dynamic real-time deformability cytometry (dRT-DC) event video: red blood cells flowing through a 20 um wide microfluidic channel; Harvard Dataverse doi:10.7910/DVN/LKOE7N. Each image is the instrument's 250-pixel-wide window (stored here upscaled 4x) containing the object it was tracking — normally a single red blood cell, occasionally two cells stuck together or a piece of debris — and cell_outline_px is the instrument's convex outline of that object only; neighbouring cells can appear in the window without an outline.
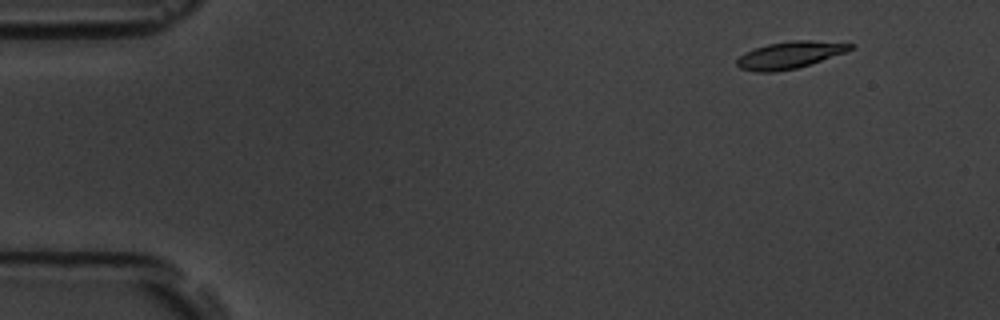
{"species": "common noctule bat (a hibernating species)", "species_latin": "Nyctalus noctula", "temperature_condition": "room temperature", "stored_images_in_passage": 5, "camera_frame_rate_fps": 3000, "um_per_image_px": 0.085, "animal": {"sex": "male", "body_mass_g": 19.5, "forearm_length_mm": 54.6}, "frame": {"image": 1, "passage_image": 2, "time_ms": 1.0, "image_size_px": [1000, 320], "cell_outline_px": [[856, 44], [852, 48], [844, 52], [796, 68], [776, 72], [756, 72], [740, 68], [736, 64], [736, 60], [744, 52], [768, 44], [792, 40], [808, 40]], "centroid_in_image_um": [67.07, 4.67], "position_along_channel_um": 17.9, "area_um2": 17.51}}
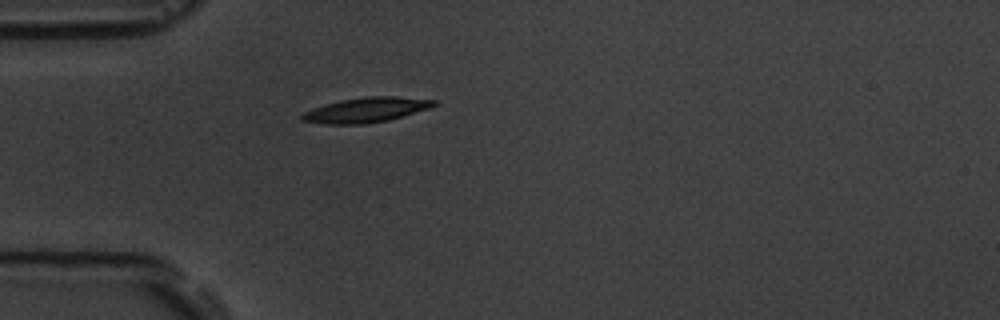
{"frame": {"image": 2, "passage_image": 5, "time_ms": 4.667, "image_size_px": [1000, 320], "cell_outline_px": [[440, 104], [428, 108], [388, 120], [364, 124], [324, 124], [300, 120], [300, 116], [304, 112], [312, 108], [324, 104], [340, 100], [364, 96], [396, 96], [436, 100]], "centroid_in_image_um": [31.1, 9.33], "position_along_channel_um": 53.9, "area_um2": 19.19}}